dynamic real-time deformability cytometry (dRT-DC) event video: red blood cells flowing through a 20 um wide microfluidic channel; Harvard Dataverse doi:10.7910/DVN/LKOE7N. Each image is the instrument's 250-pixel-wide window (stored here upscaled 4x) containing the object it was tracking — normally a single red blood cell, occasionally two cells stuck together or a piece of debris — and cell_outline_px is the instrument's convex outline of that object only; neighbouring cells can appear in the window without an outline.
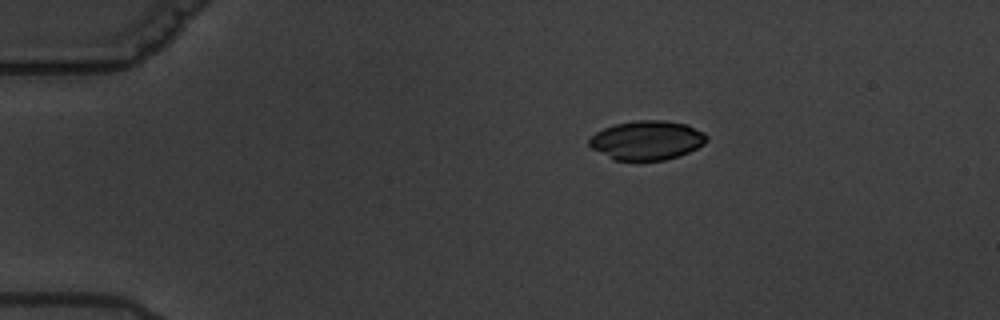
{"species": "common noctule bat (a hibernating species)", "species_latin": "Nyctalus noctula", "temperature_condition": "warm", "stored_images_in_passage": 3, "segment_of_instrument_passage": [1, 2], "camera_frame_rate_fps": 3000, "um_per_image_px": 0.085, "animal": {"sex": "male", "body_mass_g": 19.5, "forearm_length_mm": 54.6}, "frame": {"image": 1, "passage_image": 1, "time_ms": 0.0, "image_size_px": [1000, 320], "cell_outline_px": [[708, 140], [704, 144], [680, 156], [664, 160], [612, 160], [592, 148], [588, 144], [588, 140], [596, 132], [604, 128], [616, 124], [636, 120], [664, 120], [688, 124], [704, 132], [708, 136]], "centroid_in_image_um": [55.01, 11.92], "position_along_channel_um": 30.0, "area_um2": 26.93}}